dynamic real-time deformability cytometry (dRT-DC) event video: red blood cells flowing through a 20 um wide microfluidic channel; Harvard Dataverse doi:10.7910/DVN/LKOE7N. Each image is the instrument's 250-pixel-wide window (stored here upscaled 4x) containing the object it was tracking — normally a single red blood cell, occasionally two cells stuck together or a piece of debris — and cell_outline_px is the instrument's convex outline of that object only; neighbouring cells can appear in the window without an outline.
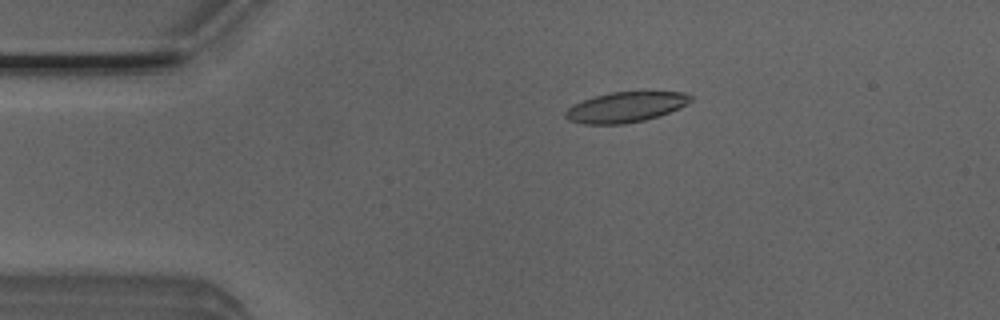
{"species": "Egyptian fruit bat (a non-hibernating species)", "species_latin": "Rousettus aegyptiacus", "temperature_condition": "room temperature", "stored_images_in_passage": 4, "camera_frame_rate_fps": 3000, "um_per_image_px": 0.085, "animal": {"sex": "male"}, "frame": {"image": 1, "passage_image": 3, "time_ms": 0.667, "image_size_px": [1000, 320], "cell_outline_px": [[692, 100], [688, 104], [668, 112], [644, 120], [624, 124], [584, 124], [568, 120], [564, 116], [564, 112], [572, 104], [608, 92], [684, 92], [692, 96]], "centroid_in_image_um": [53.15, 9.1], "position_along_channel_um": 31.9, "area_um2": 21.96}}